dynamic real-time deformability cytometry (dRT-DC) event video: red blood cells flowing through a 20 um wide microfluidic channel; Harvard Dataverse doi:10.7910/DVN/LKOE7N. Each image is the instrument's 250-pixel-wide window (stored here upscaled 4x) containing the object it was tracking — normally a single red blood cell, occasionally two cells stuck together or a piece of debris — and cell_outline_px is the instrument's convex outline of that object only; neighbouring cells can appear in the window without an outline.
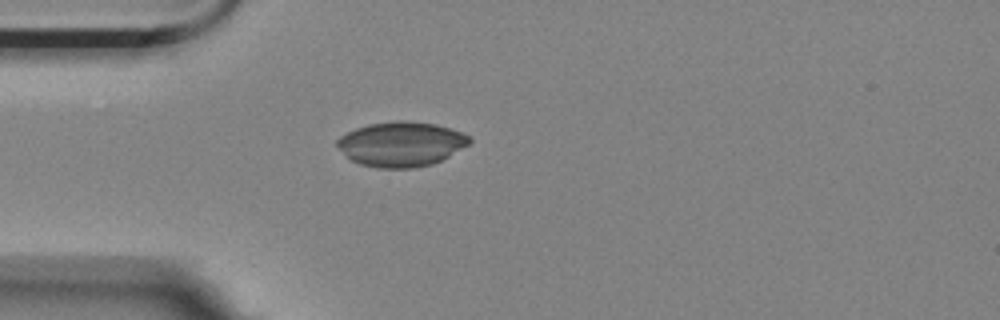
{"species": "Egyptian fruit bat (a non-hibernating species)", "species_latin": "Rousettus aegyptiacus", "temperature_condition": "room temperature", "stored_images_in_passage": 1, "camera_frame_rate_fps": 3000, "um_per_image_px": 0.085, "animal": {"sex": "female"}, "frame": {"image": 1, "passage_image": 1, "time_ms": 0.0, "image_size_px": [1000, 320], "cell_outline_px": [[472, 140], [468, 144], [448, 156], [432, 164], [416, 168], [376, 168], [360, 164], [352, 160], [336, 144], [336, 140], [340, 136], [356, 128], [368, 124], [396, 120], [404, 120], [436, 124], [472, 136]], "centroid_in_image_um": [34.1, 12.24], "position_along_channel_um": 50.9, "area_um2": 34.33}}